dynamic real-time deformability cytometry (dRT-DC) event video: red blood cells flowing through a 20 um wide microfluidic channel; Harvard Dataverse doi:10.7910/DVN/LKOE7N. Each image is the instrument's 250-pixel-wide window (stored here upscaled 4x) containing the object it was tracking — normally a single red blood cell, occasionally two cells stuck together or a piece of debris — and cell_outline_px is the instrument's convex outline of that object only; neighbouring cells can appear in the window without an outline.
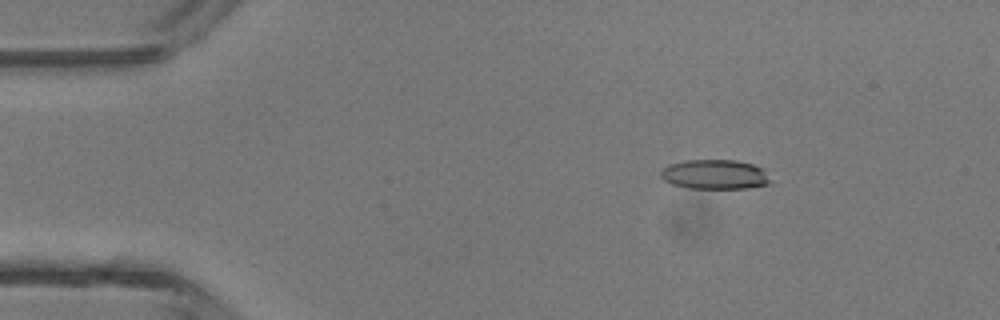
{"species": "common noctule bat (a hibernating species)", "species_latin": "Nyctalus noctula", "temperature_condition": "room temperature", "stored_images_in_passage": 5, "camera_frame_rate_fps": 3000, "um_per_image_px": 0.085, "animal": {"sex": "male", "body_mass_g": 13.3}, "frame": {"image": 1, "passage_image": 2, "time_ms": 1.333, "image_size_px": [1000, 320], "cell_outline_px": [[772, 184], [748, 188], [688, 188], [672, 184], [664, 180], [660, 176], [660, 172], [668, 164], [684, 160], [736, 160], [752, 164], [764, 168]], "centroid_in_image_um": [60.78, 14.82], "position_along_channel_um": 24.2, "area_um2": 19.07}}
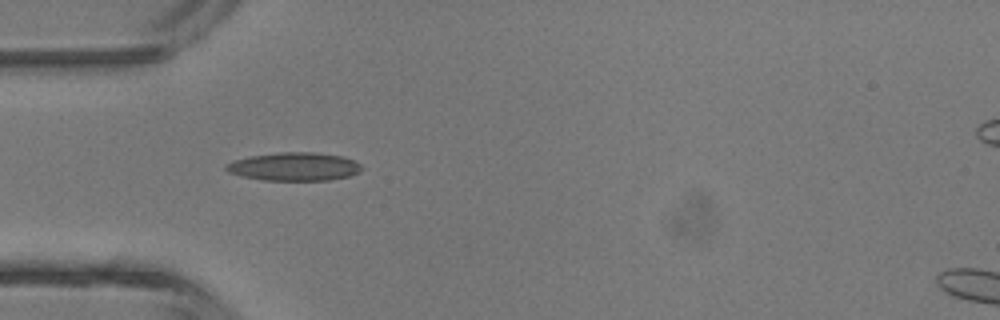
{"frame": {"image": 2, "passage_image": 4, "time_ms": 3.667, "image_size_px": [1000, 320], "cell_outline_px": [[364, 168], [360, 172], [348, 176], [328, 180], [264, 180], [244, 176], [228, 172], [224, 168], [224, 164], [232, 160], [248, 156], [280, 152], [316, 152], [344, 156], [360, 164]], "centroid_in_image_um": [25.0, 14.15], "position_along_channel_um": 60.0, "area_um2": 22.48}}
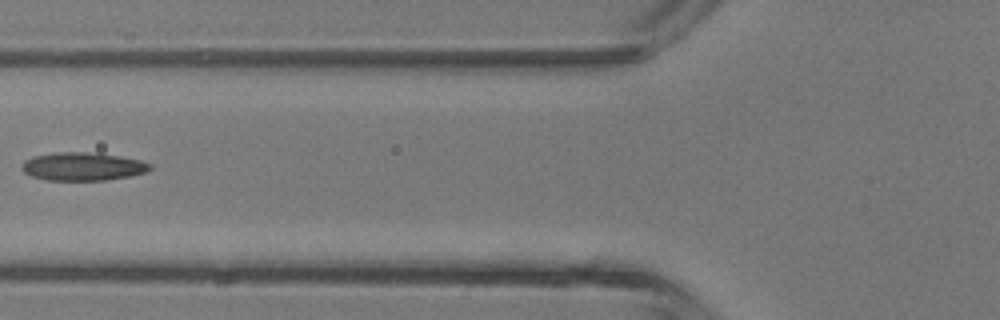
{"frame": {"image": 3, "passage_image": 5, "time_ms": 5.0, "image_size_px": [1000, 320], "cell_outline_px": [[152, 168], [144, 172], [128, 176], [104, 180], [48, 180], [32, 176], [24, 172], [20, 168], [24, 160], [32, 156], [52, 152], [88, 152], [116, 156], [140, 160], [152, 164]], "centroid_in_image_um": [6.97, 14.14], "position_along_channel_um": 118.8, "area_um2": 20.92}}